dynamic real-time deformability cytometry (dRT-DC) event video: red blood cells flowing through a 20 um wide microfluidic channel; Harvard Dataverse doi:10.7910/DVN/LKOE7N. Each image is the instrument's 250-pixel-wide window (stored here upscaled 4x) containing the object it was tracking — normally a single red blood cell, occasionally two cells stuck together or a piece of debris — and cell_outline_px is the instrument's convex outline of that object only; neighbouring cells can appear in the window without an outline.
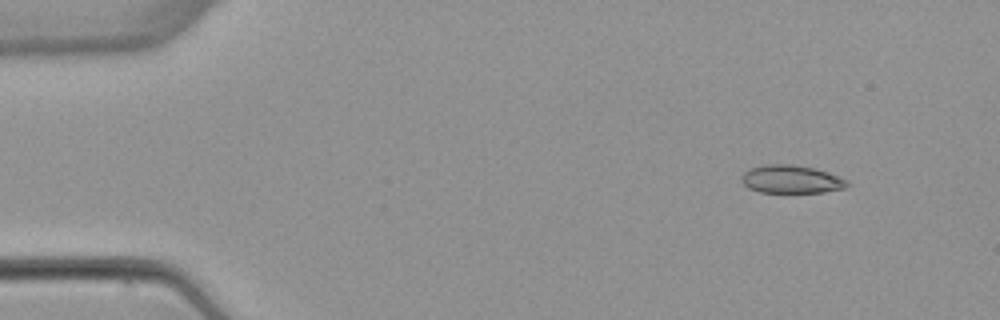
{"species": "common noctule bat (a hibernating species)", "species_latin": "Nyctalus noctula", "temperature_condition": "warm", "stored_images_in_passage": 3, "camera_frame_rate_fps": 3000, "um_per_image_px": 0.085, "animal": {"sex": "female", "body_mass_g": 22.7, "forearm_length_mm": 54.2}, "frame": {"image": 1, "passage_image": 1, "time_ms": 0.0, "image_size_px": [1000, 320], "cell_outline_px": [[848, 184], [844, 188], [824, 192], [760, 192], [748, 188], [740, 180], [740, 176], [748, 168], [764, 164], [792, 164], [812, 168], [828, 172], [848, 180]], "centroid_in_image_um": [67.2, 15.23], "position_along_channel_um": 17.8, "area_um2": 17.34}}